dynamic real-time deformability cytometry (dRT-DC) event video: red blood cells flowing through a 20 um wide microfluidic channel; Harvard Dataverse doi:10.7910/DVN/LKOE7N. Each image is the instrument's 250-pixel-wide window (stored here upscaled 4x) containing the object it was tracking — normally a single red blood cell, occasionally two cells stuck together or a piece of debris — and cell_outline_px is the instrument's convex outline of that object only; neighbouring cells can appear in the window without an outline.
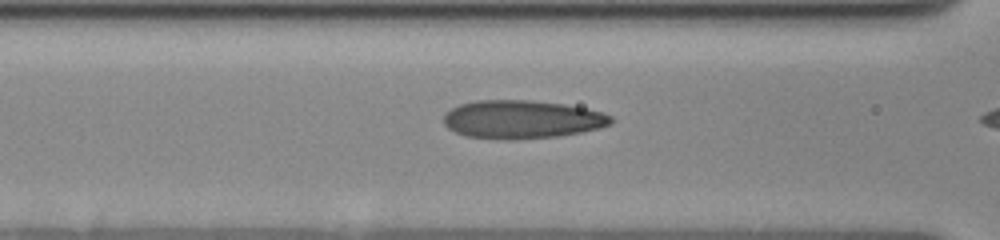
{"species": "human", "species_latin": "Homo sapiens", "temperature_condition": "cold", "stored_images_in_passage": 24, "camera_frame_rate_fps": 3000, "um_per_image_px": 0.085, "donor": {"sex": "female"}, "frame": {"image": 1, "passage_image": 20, "time_ms": 3.667, "image_size_px": [1000, 240], "cell_outline_px": [[612, 124], [600, 128], [580, 132], [556, 136], [516, 140], [504, 140], [464, 136], [448, 128], [444, 124], [444, 112], [460, 104], [476, 100], [528, 100], [564, 104], [584, 108], [600, 112], [612, 116]], "centroid_in_image_um": [44.33, 10.15], "position_along_channel_um": 122.3, "area_um2": 37.45}}